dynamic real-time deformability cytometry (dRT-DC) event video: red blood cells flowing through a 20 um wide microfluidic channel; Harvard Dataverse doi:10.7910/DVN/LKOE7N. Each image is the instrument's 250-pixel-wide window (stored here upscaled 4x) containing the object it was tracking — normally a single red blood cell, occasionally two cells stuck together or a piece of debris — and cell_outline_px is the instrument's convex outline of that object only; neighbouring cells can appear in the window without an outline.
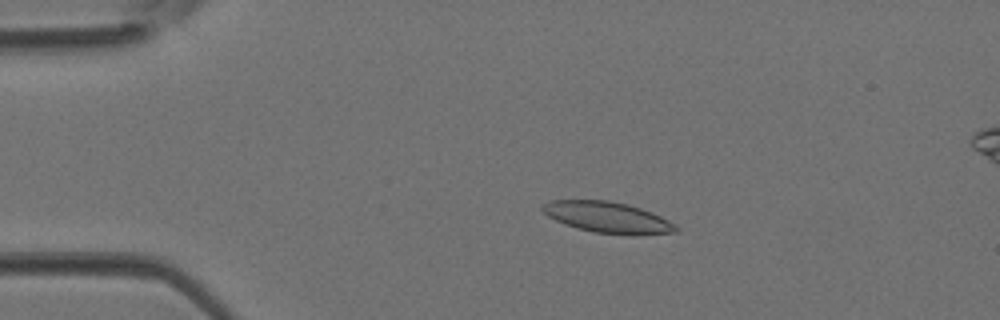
{"species": "Egyptian fruit bat (a non-hibernating species)", "species_latin": "Rousettus aegyptiacus", "temperature_condition": "room temperature", "stored_images_in_passage": 4, "segment_of_instrument_passage": [1, 2], "camera_frame_rate_fps": 3000, "um_per_image_px": 0.085, "animal": {"sex": "female"}, "frame": {"image": 1, "passage_image": 2, "time_ms": 0.333, "image_size_px": [1000, 320], "cell_outline_px": [[680, 228], [676, 232], [640, 236], [632, 236], [592, 232], [576, 228], [564, 224], [548, 216], [540, 208], [548, 200], [608, 200], [628, 204], [652, 212], [676, 224]], "centroid_in_image_um": [51.69, 18.49], "position_along_channel_um": 33.3, "area_um2": 24.57}}